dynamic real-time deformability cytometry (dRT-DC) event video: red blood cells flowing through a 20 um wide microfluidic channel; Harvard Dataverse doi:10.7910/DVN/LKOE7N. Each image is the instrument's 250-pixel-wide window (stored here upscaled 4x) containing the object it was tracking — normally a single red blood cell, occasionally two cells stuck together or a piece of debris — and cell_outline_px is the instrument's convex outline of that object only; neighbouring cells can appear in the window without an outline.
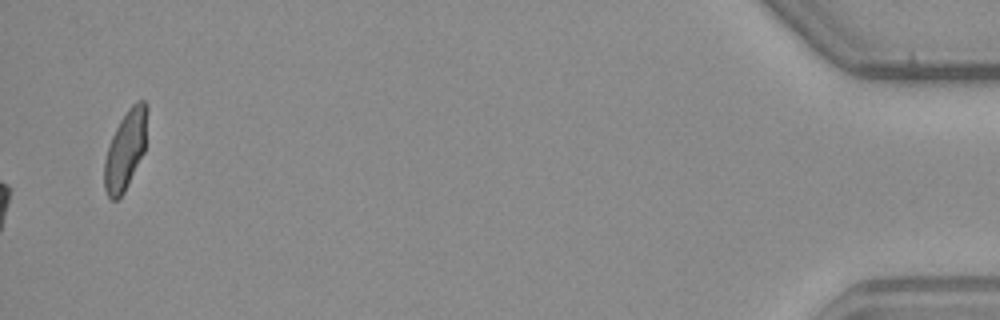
{"species": "common noctule bat (a hibernating species)", "species_latin": "Nyctalus noctula", "temperature_condition": "warm", "stored_images_in_passage": 43, "camera_frame_rate_fps": 3000, "um_per_image_px": 0.085, "animal": {"sex": "male", "body_mass_g": 23.1, "forearm_length_mm": 52.7}, "frame": {"image": 1, "passage_image": 43, "time_ms": 14.0, "image_size_px": [1000, 320], "cell_outline_px": [[148, 108], [144, 152], [124, 192], [116, 200], [112, 200], [108, 196], [104, 188], [104, 160], [108, 144], [120, 120], [128, 108], [136, 100], [144, 100], [148, 104]], "centroid_in_image_um": [10.66, 12.7], "position_along_channel_um": 424.5, "area_um2": 19.83}}